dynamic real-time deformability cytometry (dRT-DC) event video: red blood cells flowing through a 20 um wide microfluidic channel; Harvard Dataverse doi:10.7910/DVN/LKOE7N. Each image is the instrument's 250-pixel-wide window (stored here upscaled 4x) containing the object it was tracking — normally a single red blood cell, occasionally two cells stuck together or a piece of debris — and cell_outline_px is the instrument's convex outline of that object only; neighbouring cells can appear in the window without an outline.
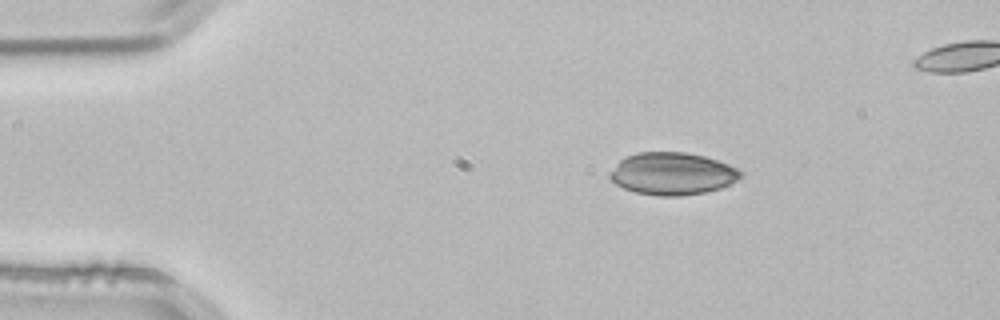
{"species": "common noctule bat (a hibernating species)", "species_latin": "Nyctalus noctula", "temperature_condition": "room temperature", "stored_images_in_passage": 43, "camera_frame_rate_fps": 3000, "um_per_image_px": 0.085, "animal": {"sex": "male", "body_mass_g": 21.5, "forearm_length_mm": 52.0}, "frame": {"image": 1, "passage_image": 1, "time_ms": 0.0, "image_size_px": [1000, 320], "cell_outline_px": [[744, 176], [720, 188], [704, 192], [680, 196], [660, 196], [636, 192], [624, 188], [616, 184], [608, 176], [620, 160], [624, 156], [636, 152], [684, 152], [704, 156], [728, 164], [744, 172]], "centroid_in_image_um": [57.15, 14.75], "position_along_channel_um": 27.8, "area_um2": 32.14}}
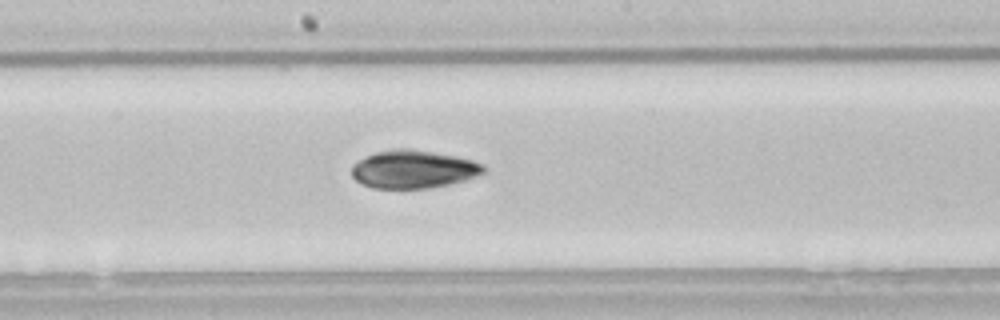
{"frame": {"image": 2, "passage_image": 20, "time_ms": 6.333, "image_size_px": [1000, 320], "cell_outline_px": [[488, 168], [484, 172], [464, 180], [448, 184], [428, 188], [372, 188], [360, 184], [352, 176], [352, 164], [376, 152], [392, 148], [412, 148], [456, 156], [472, 160], [484, 164]], "centroid_in_image_um": [35.13, 14.38], "position_along_channel_um": 213.1, "area_um2": 29.3}}
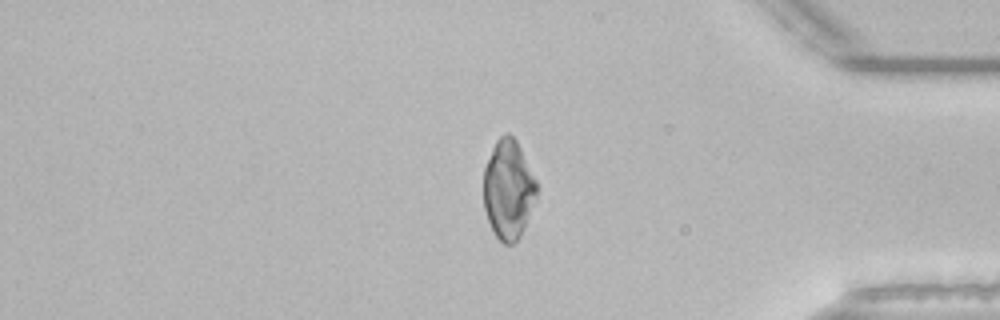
{"frame": {"image": 3, "passage_image": 36, "time_ms": 11.667, "image_size_px": [1000, 320], "cell_outline_px": [[536, 192], [524, 228], [520, 236], [512, 244], [504, 244], [496, 236], [488, 220], [484, 208], [484, 168], [492, 148], [496, 140], [504, 132], [508, 132], [516, 140], [536, 180]], "centroid_in_image_um": [43.18, 16.08], "position_along_channel_um": 392.0, "area_um2": 30.17}}